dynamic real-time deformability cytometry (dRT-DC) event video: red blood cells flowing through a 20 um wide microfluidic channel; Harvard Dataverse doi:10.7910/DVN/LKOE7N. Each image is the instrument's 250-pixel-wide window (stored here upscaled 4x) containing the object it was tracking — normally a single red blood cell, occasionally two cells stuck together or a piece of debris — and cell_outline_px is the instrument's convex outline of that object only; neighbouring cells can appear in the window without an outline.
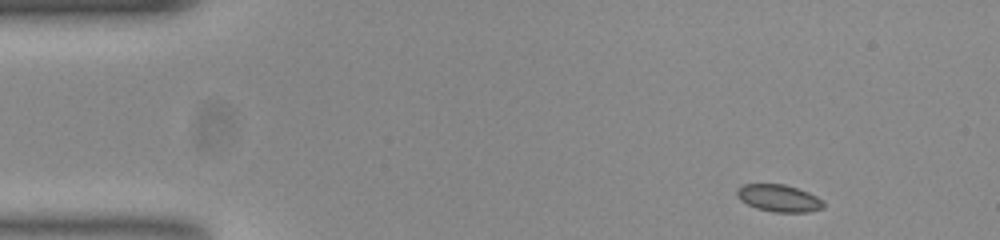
{"species": "common noctule bat (a hibernating species)", "species_latin": "Nyctalus noctula", "temperature_condition": "room temperature", "stored_images_in_passage": 48, "camera_frame_rate_fps": 3000, "um_per_image_px": 0.085, "animal": {"sex": "female", "body_mass_g": 23.0, "forearm_length_mm": 53.4}, "frame": {"image": 1, "passage_image": 1, "time_ms": 0.0, "image_size_px": [1000, 240], "cell_outline_px": [[824, 208], [808, 212], [776, 212], [756, 208], [740, 200], [736, 196], [736, 192], [744, 184], [784, 184], [808, 192], [824, 200]], "centroid_in_image_um": [66.23, 16.85], "position_along_channel_um": 18.8, "area_um2": 13.64}}
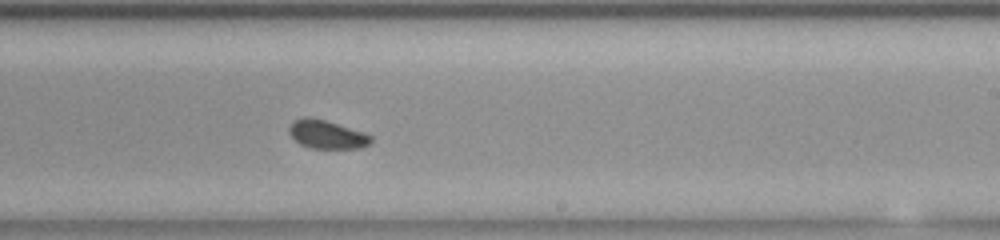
{"frame": {"image": 2, "passage_image": 27, "time_ms": 8.667, "image_size_px": [1000, 240], "cell_outline_px": [[372, 140], [368, 144], [360, 148], [312, 148], [300, 144], [288, 132], [288, 128], [296, 120], [304, 116], [308, 116], [324, 120], [364, 132], [372, 136]], "centroid_in_image_um": [27.78, 11.43], "position_along_channel_um": 261.2, "area_um2": 13.35}}
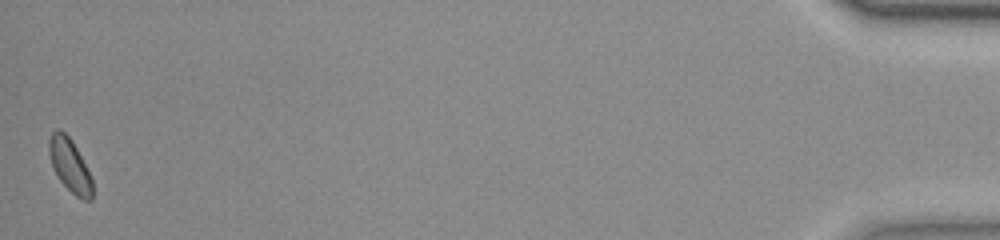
{"frame": {"image": 3, "passage_image": 48, "time_ms": 15.667, "image_size_px": [1000, 240], "cell_outline_px": [[92, 200], [84, 200], [76, 196], [60, 180], [52, 168], [48, 152], [48, 140], [52, 132], [56, 128], [60, 128], [72, 140], [92, 180]], "centroid_in_image_um": [5.89, 14.02], "position_along_channel_um": 429.3, "area_um2": 13.29}, "authors_computed_cell_mechanics": {"area_um2": 13.7564, "velocity_mm_per_s": 3.8189, "shape_relaxation_time_tau1_ms": 1.9169, "shape_relaxation_time_tau2_ms": 6.376, "deformation_change_tau1": 0.0504, "deformation_change_tau2": 0.0685}}